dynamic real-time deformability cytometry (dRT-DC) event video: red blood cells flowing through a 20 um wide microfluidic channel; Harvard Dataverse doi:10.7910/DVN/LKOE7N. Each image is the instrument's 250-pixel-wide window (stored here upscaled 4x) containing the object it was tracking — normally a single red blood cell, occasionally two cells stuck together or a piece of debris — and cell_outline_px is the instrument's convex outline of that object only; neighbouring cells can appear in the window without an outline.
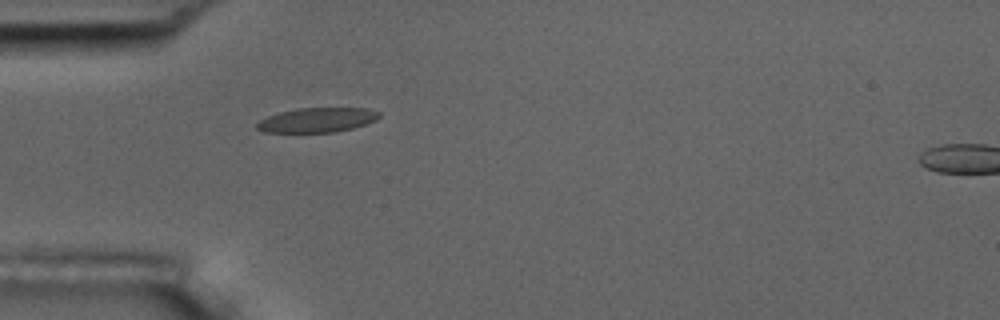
{"species": "common noctule bat (a hibernating species)", "species_latin": "Nyctalus noctula", "temperature_condition": "room temperature", "stored_images_in_passage": 2, "segment_of_instrument_passage": [1, 2], "camera_frame_rate_fps": 3000, "um_per_image_px": 0.085, "animal": {"sex": "male", "body_mass_g": 17.5, "forearm_length_mm": 52.3}, "frame": {"image": 1, "passage_image": 1, "time_ms": 0.0, "image_size_px": [1000, 320], "cell_outline_px": [[380, 116], [376, 120], [352, 128], [332, 132], [264, 132], [256, 128], [256, 124], [260, 120], [268, 116], [280, 112], [300, 108], [368, 108], [380, 112]], "centroid_in_image_um": [26.96, 10.19], "position_along_channel_um": 58.0, "area_um2": 17.34}}